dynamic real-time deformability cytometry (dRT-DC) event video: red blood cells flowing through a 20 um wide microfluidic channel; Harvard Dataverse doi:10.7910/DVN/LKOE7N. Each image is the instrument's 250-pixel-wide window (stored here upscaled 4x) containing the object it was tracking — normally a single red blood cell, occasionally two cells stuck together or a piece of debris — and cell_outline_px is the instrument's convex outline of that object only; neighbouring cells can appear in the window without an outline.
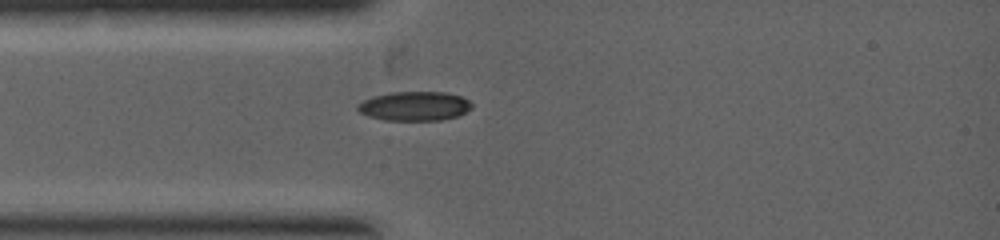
{"species": "common noctule bat (a hibernating species)", "species_latin": "Nyctalus noctula", "temperature_condition": "warm", "stored_images_in_passage": 1, "camera_frame_rate_fps": 5000, "um_per_image_px": 0.085, "animal": {"sex": "female", "body_mass_g": 19.0, "forearm_length_mm": 53.3}, "frame": {"image": 1, "passage_image": 1, "time_ms": 0.0, "image_size_px": [1000, 240], "cell_outline_px": [[472, 108], [460, 116], [440, 120], [384, 120], [368, 116], [360, 112], [356, 108], [356, 104], [372, 96], [392, 92], [444, 92], [460, 96], [468, 100], [472, 104]], "centroid_in_image_um": [35.23, 9.02], "position_along_channel_um": 49.8, "area_um2": 19.54}}